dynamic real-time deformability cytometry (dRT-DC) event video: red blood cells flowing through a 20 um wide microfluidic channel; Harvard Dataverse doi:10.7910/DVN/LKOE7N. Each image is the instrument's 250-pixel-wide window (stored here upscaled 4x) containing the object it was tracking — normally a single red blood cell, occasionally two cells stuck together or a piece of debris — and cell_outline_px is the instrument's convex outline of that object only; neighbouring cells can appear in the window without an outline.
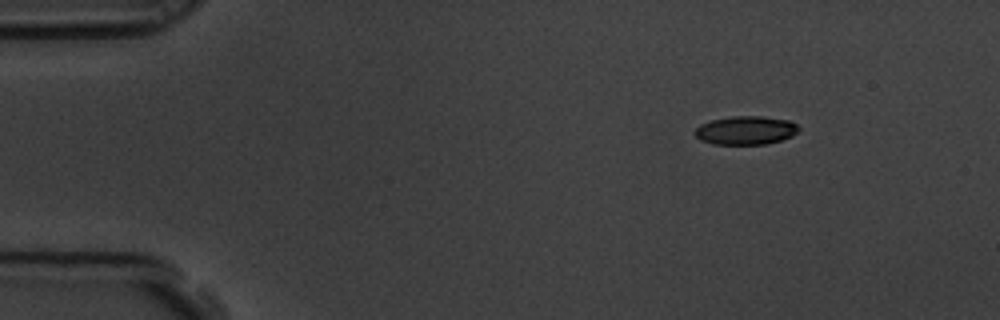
{"species": "common noctule bat (a hibernating species)", "species_latin": "Nyctalus noctula", "temperature_condition": "room temperature", "stored_images_in_passage": 4, "camera_frame_rate_fps": 3000, "um_per_image_px": 0.085, "animal": {"sex": "male", "body_mass_g": 19.5, "forearm_length_mm": 54.6}, "frame": {"image": 1, "passage_image": 1, "time_ms": 0.0, "image_size_px": [1000, 320], "cell_outline_px": [[800, 128], [792, 136], [768, 144], [712, 144], [700, 140], [692, 132], [700, 124], [712, 120], [732, 116], [760, 116], [788, 120], [796, 124]], "centroid_in_image_um": [63.36, 11.08], "position_along_channel_um": 21.6, "area_um2": 17.28}}
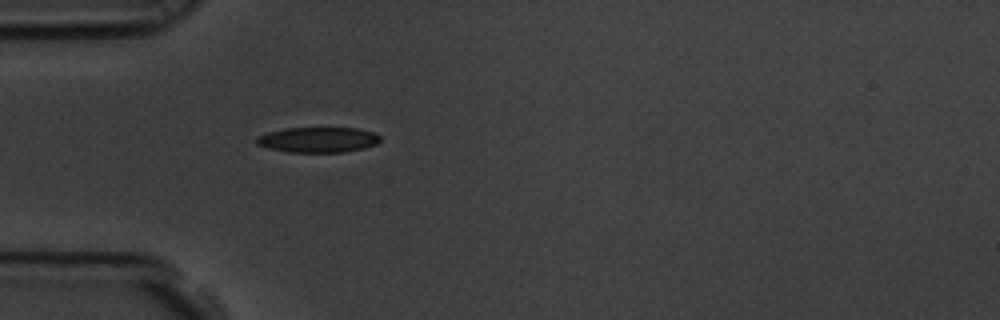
{"frame": {"image": 2, "passage_image": 4, "time_ms": 1.0, "image_size_px": [1000, 320], "cell_outline_px": [[380, 140], [376, 144], [364, 148], [344, 152], [288, 152], [268, 148], [256, 144], [256, 136], [268, 132], [284, 128], [356, 128], [372, 132], [380, 136]], "centroid_in_image_um": [27.0, 11.88], "position_along_channel_um": 58.0, "area_um2": 18.26}}